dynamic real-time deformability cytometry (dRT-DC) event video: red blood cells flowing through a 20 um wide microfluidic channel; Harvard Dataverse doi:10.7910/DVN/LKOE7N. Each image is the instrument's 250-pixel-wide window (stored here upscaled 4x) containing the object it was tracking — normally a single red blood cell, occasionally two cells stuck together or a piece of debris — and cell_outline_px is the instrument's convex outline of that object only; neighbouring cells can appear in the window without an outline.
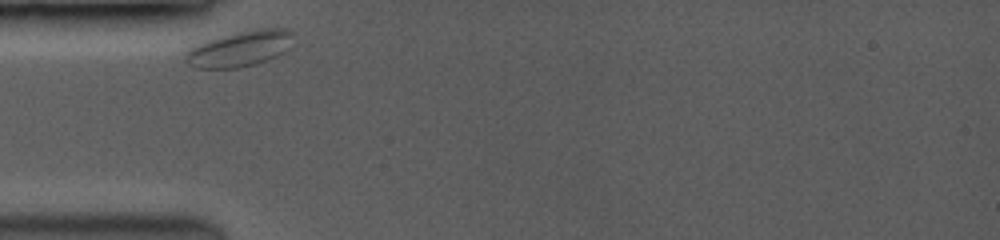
{"species": "common noctule bat (a hibernating species)", "species_latin": "Nyctalus noctula", "temperature_condition": "room temperature", "stored_images_in_passage": 22, "camera_frame_rate_fps": 3500, "um_per_image_px": 0.085, "animal": {"sex": "female", "body_mass_g": 19.0, "forearm_length_mm": 53.3}, "frame": {"image": 1, "passage_image": 1, "time_ms": 0.0, "image_size_px": [1000, 240], "cell_outline_px": [[292, 36], [288, 48], [284, 52], [268, 60], [256, 64], [240, 68], [196, 68], [188, 64], [184, 60], [184, 52], [188, 48], [208, 40], [236, 32], [260, 28], [288, 28], [292, 32]], "centroid_in_image_um": [20.35, 4.15], "position_along_channel_um": 64.6, "area_um2": 22.54}}
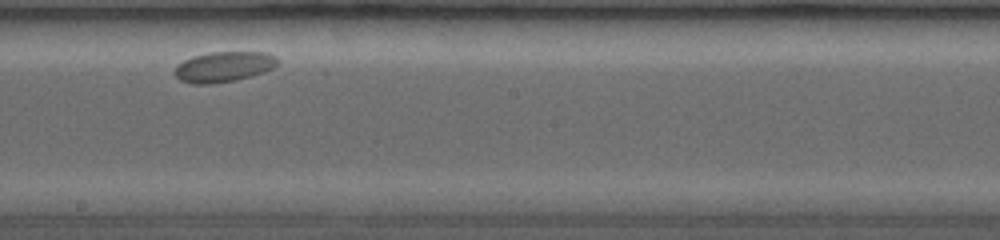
{"frame": {"image": 2, "passage_image": 9, "time_ms": 5.143, "image_size_px": [1000, 240], "cell_outline_px": [[280, 64], [276, 68], [252, 76], [236, 80], [212, 84], [192, 84], [180, 80], [172, 72], [176, 64], [192, 56], [208, 52], [268, 52], [276, 56], [280, 60]], "centroid_in_image_um": [19.05, 5.67], "position_along_channel_um": 229.2, "area_um2": 18.79}}
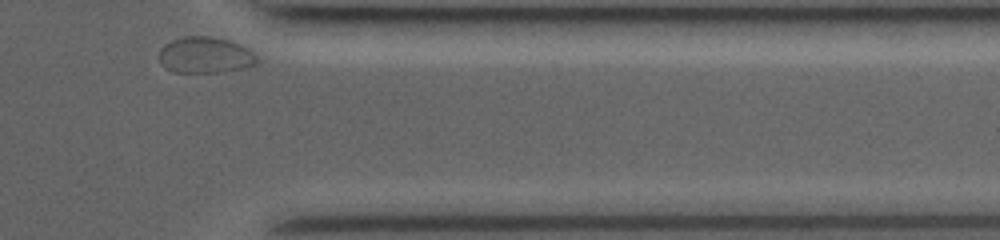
{"frame": {"image": 3, "passage_image": 22, "time_ms": 10.0, "image_size_px": [1000, 240], "cell_outline_px": [[256, 60], [252, 64], [240, 68], [216, 72], [172, 72], [160, 60], [160, 48], [172, 40], [184, 36], [212, 36], [228, 40], [240, 44], [248, 48], [256, 56]], "centroid_in_image_um": [17.42, 4.66], "position_along_channel_um": 394.0, "area_um2": 20.17}}